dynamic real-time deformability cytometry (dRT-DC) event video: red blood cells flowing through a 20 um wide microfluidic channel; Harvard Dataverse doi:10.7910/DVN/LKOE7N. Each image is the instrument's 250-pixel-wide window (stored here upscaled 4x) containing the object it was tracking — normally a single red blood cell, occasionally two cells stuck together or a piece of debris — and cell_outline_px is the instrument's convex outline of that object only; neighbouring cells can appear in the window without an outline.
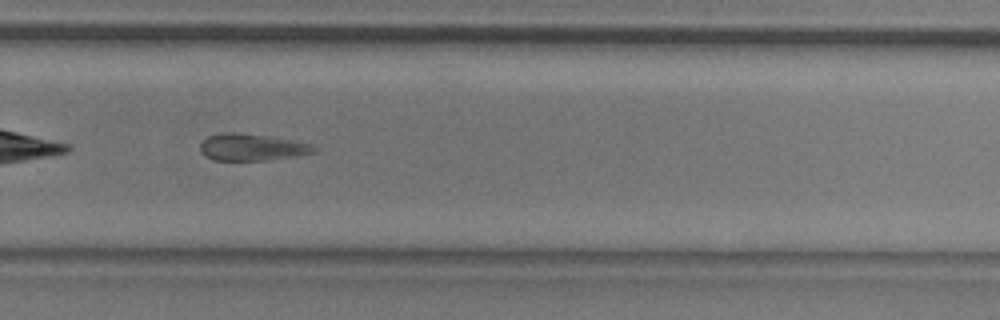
{"species": "common noctule bat (a hibernating species)", "species_latin": "Nyctalus noctula", "temperature_condition": "room temperature", "stored_images_in_passage": 42, "camera_frame_rate_fps": 3000, "um_per_image_px": 0.085, "animal": {"sex": "male", "body_mass_g": 20.5, "forearm_length_mm": 52.5}, "frame": {"image": 1, "passage_image": 24, "time_ms": 7.667, "image_size_px": [1000, 320], "cell_outline_px": [[320, 148], [316, 152], [296, 156], [268, 160], [212, 160], [204, 156], [200, 152], [200, 144], [208, 136], [228, 132], [236, 132], [268, 136], [312, 144]], "centroid_in_image_um": [21.42, 12.52], "position_along_channel_um": 308.4, "area_um2": 17.86}, "authors_computed_cell_mechanics": {"area_um2": 18.2648, "velocity_mm_per_s": 3.6981, "shape_relaxation_time_tau1_ms": null, "shape_relaxation_time_tau2_ms": 6.8658, "deformation_change_tau1": null, "deformation_change_tau2": 0.1419}}